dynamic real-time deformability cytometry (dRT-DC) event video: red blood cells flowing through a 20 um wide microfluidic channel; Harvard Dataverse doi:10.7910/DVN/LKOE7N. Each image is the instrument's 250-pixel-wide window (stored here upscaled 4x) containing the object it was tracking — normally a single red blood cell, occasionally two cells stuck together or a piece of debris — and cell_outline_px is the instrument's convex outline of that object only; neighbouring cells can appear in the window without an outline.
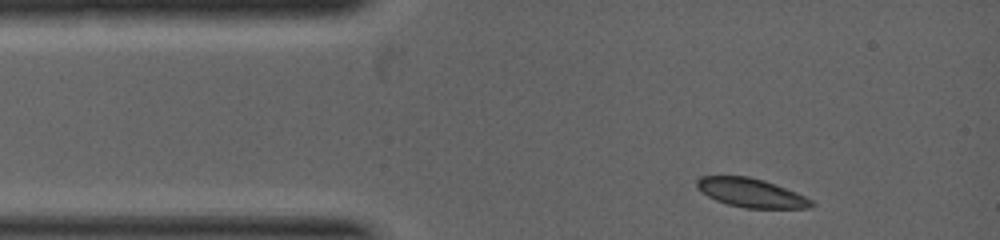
{"species": "common noctule bat (a hibernating species)", "species_latin": "Nyctalus noctula", "temperature_condition": "warm", "stored_images_in_passage": 5, "camera_frame_rate_fps": 5000, "um_per_image_px": 0.085, "animal": {"sex": "female", "body_mass_g": 19.0, "forearm_length_mm": 53.3}, "frame": {"image": 1, "passage_image": 2, "time_ms": 0.2, "image_size_px": [1000, 240], "cell_outline_px": [[816, 204], [812, 208], [744, 208], [728, 204], [716, 200], [708, 196], [696, 188], [696, 180], [700, 176], [748, 176], [764, 180], [776, 184], [796, 192], [812, 200]], "centroid_in_image_um": [63.85, 16.39], "position_along_channel_um": 21.2, "area_um2": 19.36}}
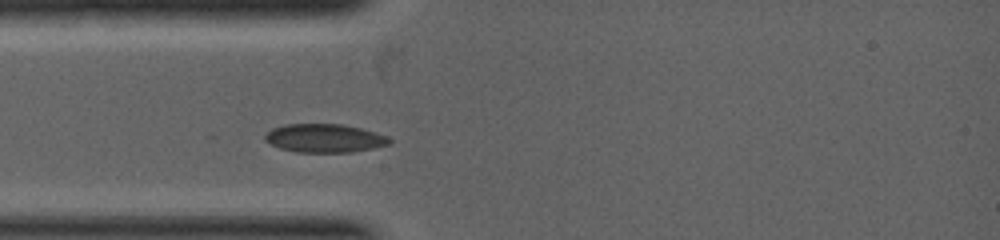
{"frame": {"image": 2, "passage_image": 5, "time_ms": 1.2, "image_size_px": [1000, 240], "cell_outline_px": [[392, 140], [388, 144], [372, 148], [352, 152], [296, 152], [280, 148], [264, 140], [264, 136], [272, 128], [284, 124], [344, 124], [360, 128], [388, 136]], "centroid_in_image_um": [27.57, 11.74], "position_along_channel_um": 57.4, "area_um2": 20.58}}